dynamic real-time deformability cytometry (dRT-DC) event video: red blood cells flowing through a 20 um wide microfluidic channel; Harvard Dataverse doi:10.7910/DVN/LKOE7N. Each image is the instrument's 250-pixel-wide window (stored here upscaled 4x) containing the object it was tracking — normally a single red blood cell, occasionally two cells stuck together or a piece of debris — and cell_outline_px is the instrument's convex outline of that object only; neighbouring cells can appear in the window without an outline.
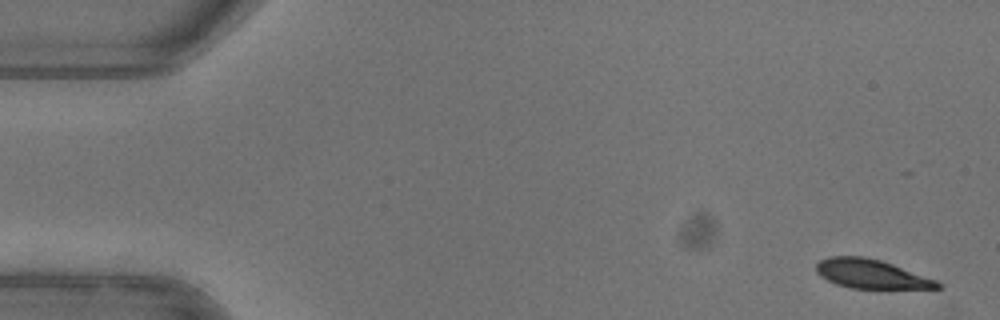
{"species": "common noctule bat (a hibernating species)", "species_latin": "Nyctalus noctula", "temperature_condition": "warm", "stored_images_in_passage": 52, "camera_frame_rate_fps": 3000, "um_per_image_px": 0.085, "animal": {"sex": "female"}, "frame": {"image": 1, "passage_image": 1, "time_ms": 0.0, "image_size_px": [1000, 320], "cell_outline_px": [[944, 288], [852, 288], [836, 284], [820, 276], [816, 272], [816, 264], [820, 260], [828, 256], [864, 256], [880, 260], [892, 264], [936, 280], [944, 284]], "centroid_in_image_um": [74.04, 23.28], "position_along_channel_um": 11.0, "area_um2": 20.4}}
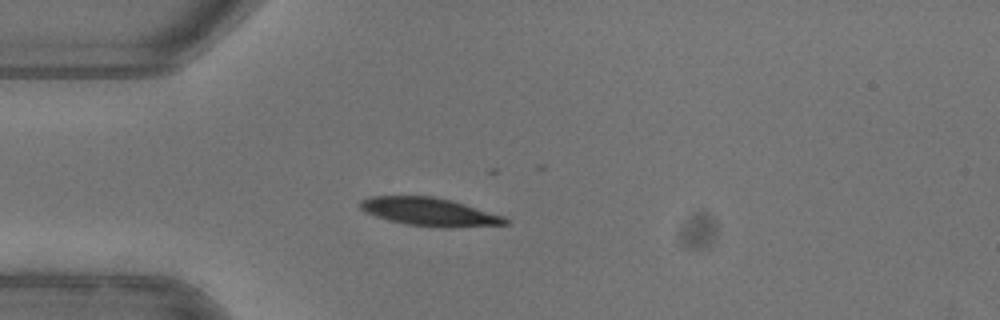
{"frame": {"image": 2, "passage_image": 13, "time_ms": 4.0, "image_size_px": [1000, 320], "cell_outline_px": [[512, 224], [448, 228], [440, 228], [408, 224], [388, 220], [364, 212], [360, 208], [360, 200], [368, 196], [432, 196], [464, 204], [504, 216]], "centroid_in_image_um": [36.5, 18.02], "position_along_channel_um": 48.5, "area_um2": 23.81}}
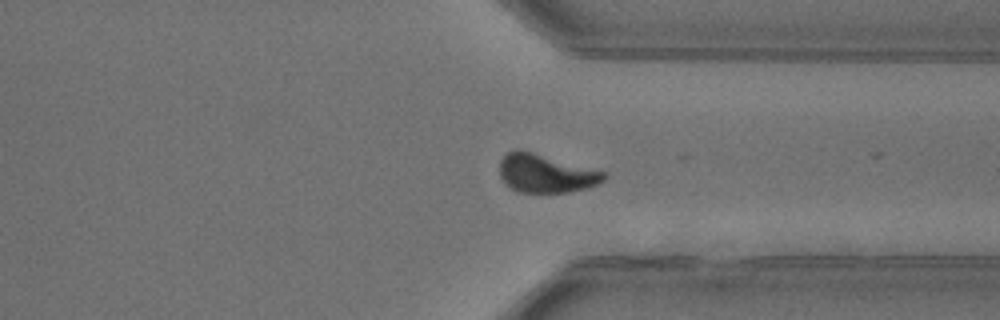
{"frame": {"image": 3, "passage_image": 38, "time_ms": 12.333, "image_size_px": [1000, 320], "cell_outline_px": [[608, 176], [600, 184], [588, 188], [568, 192], [520, 192], [504, 184], [500, 176], [500, 160], [508, 152], [516, 148], [532, 152], [604, 172]], "centroid_in_image_um": [46.38, 14.75], "position_along_channel_um": 365.0, "area_um2": 23.18}}